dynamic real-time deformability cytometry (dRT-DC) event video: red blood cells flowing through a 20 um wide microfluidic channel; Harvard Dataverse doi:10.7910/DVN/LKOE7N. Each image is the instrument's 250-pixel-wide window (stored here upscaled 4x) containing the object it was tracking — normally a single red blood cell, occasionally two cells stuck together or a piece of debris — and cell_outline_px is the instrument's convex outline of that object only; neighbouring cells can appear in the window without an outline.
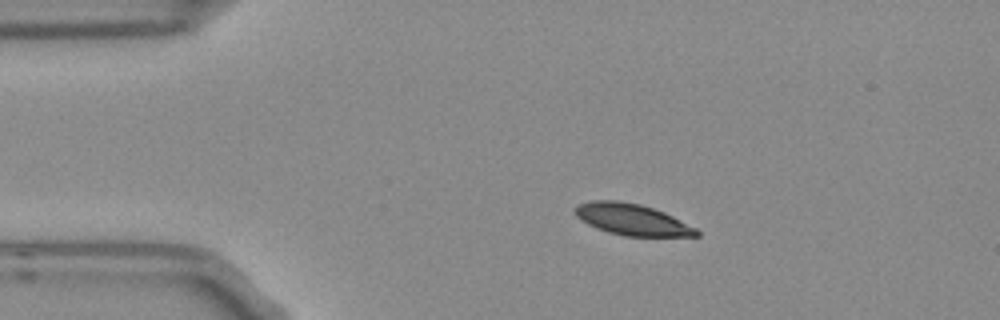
{"species": "Egyptian fruit bat (a non-hibernating species)", "species_latin": "Rousettus aegyptiacus", "temperature_condition": "room temperature", "stored_images_in_passage": 3, "camera_frame_rate_fps": 3000, "um_per_image_px": 0.085, "frame": {"image": 1, "passage_image": 1, "time_ms": 0.0, "image_size_px": [1000, 320], "cell_outline_px": [[700, 236], [624, 236], [608, 232], [596, 228], [580, 220], [572, 212], [572, 208], [580, 204], [592, 200], [616, 200], [640, 204], [664, 212], [696, 228], [700, 232]], "centroid_in_image_um": [53.68, 18.66], "position_along_channel_um": 31.3, "area_um2": 22.25}}
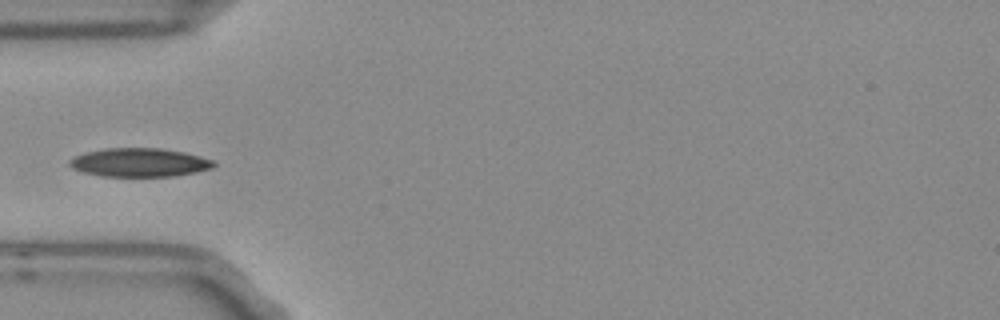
{"frame": {"image": 2, "passage_image": 3, "time_ms": 0.667, "image_size_px": [1000, 320], "cell_outline_px": [[216, 164], [212, 168], [196, 172], [176, 176], [100, 176], [84, 172], [72, 168], [68, 164], [68, 160], [84, 152], [108, 148], [160, 148], [184, 152], [200, 156], [212, 160]], "centroid_in_image_um": [11.84, 13.81], "position_along_channel_um": 73.2, "area_um2": 24.04}}